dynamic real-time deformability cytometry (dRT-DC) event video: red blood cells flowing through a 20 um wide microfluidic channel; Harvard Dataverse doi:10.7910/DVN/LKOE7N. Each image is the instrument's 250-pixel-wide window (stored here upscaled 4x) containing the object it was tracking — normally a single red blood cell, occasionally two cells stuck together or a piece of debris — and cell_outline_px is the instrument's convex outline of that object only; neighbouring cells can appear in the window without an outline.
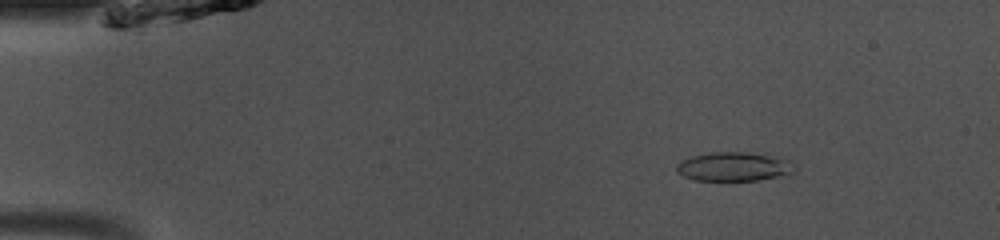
{"species": "common noctule bat (a hibernating species)", "species_latin": "Nyctalus noctula", "temperature_condition": "room temperature", "stored_images_in_passage": 49, "camera_frame_rate_fps": 3000, "um_per_image_px": 0.085, "animal": {"sex": "male", "body_mass_g": 13.0, "forearm_length_mm": 53.1}, "frame": {"image": 1, "passage_image": 7, "time_ms": 2.0, "image_size_px": [1000, 240], "cell_outline_px": [[796, 172], [788, 176], [756, 180], [696, 180], [684, 176], [676, 172], [676, 164], [680, 160], [692, 156], [712, 152], [748, 152], [776, 156], [792, 160]], "centroid_in_image_um": [62.45, 14.16], "position_along_channel_um": 22.6, "area_um2": 20.35}}
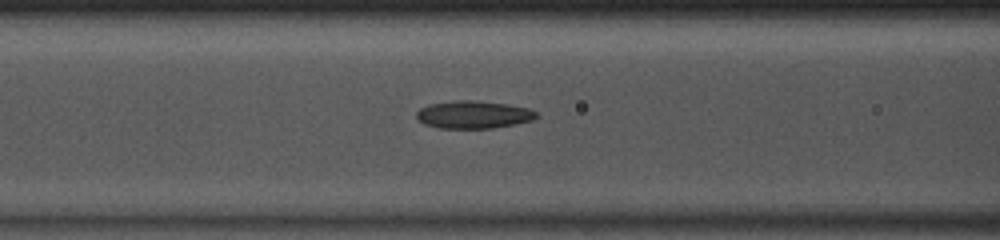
{"frame": {"image": 2, "passage_image": 20, "time_ms": 6.333, "image_size_px": [1000, 240], "cell_outline_px": [[540, 116], [532, 120], [492, 128], [440, 128], [424, 124], [416, 116], [416, 112], [420, 108], [428, 104], [456, 100], [476, 100], [508, 104], [528, 108], [540, 112]], "centroid_in_image_um": [40.27, 9.73], "position_along_channel_um": 126.3, "area_um2": 19.42}}
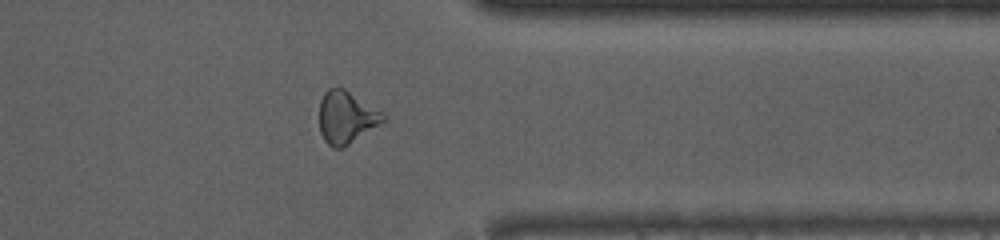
{"frame": {"image": 3, "passage_image": 39, "time_ms": 12.667, "image_size_px": [1000, 240], "cell_outline_px": [[388, 120], [344, 148], [332, 148], [324, 140], [320, 132], [320, 100], [324, 92], [328, 88], [344, 88], [384, 112], [388, 116]], "centroid_in_image_um": [29.49, 9.99], "position_along_channel_um": 381.9, "area_um2": 19.94}, "authors_computed_cell_mechanics": {"area_um2": 19.7098, "velocity_mm_per_s": 4.1081, "shape_relaxation_time_tau1_ms": null, "shape_relaxation_time_tau2_ms": 2.1235, "deformation_change_tau1": null, "deformation_change_tau2": 0.1075}}